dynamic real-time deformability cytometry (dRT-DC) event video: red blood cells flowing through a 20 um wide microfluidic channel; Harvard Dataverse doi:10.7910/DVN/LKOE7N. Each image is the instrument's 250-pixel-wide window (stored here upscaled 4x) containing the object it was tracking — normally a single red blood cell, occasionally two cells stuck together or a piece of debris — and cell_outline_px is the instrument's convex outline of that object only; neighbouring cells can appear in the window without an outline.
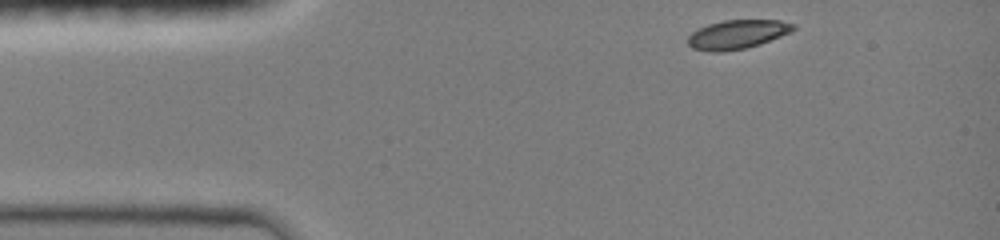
{"species": "common noctule bat (a hibernating species)", "species_latin": "Nyctalus noctula", "temperature_condition": "room temperature", "stored_images_in_passage": 13, "camera_frame_rate_fps": 3000, "um_per_image_px": 0.085, "animal": {"sex": "female", "body_mass_g": 19.0, "forearm_length_mm": 51.5}, "frame": {"image": 1, "passage_image": 1, "time_ms": 0.0, "image_size_px": [1000, 240], "cell_outline_px": [[796, 28], [792, 32], [760, 44], [744, 48], [724, 52], [712, 52], [692, 48], [688, 44], [688, 36], [692, 32], [708, 24], [724, 20], [780, 20], [796, 24]], "centroid_in_image_um": [62.7, 2.92], "position_along_channel_um": 22.3, "area_um2": 17.86}}
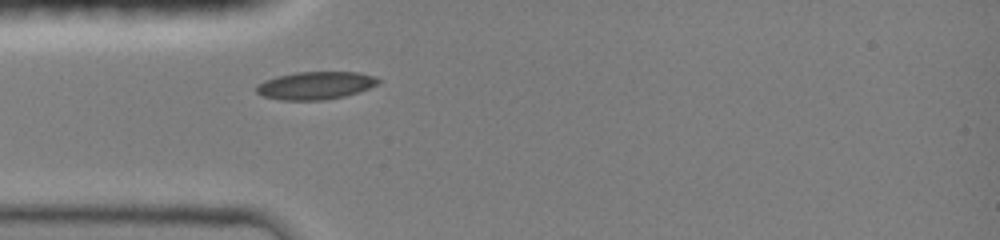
{"frame": {"image": 2, "passage_image": 11, "time_ms": 2.333, "image_size_px": [1000, 240], "cell_outline_px": [[380, 80], [376, 84], [368, 88], [344, 96], [320, 100], [280, 100], [264, 96], [256, 92], [256, 84], [264, 80], [276, 76], [296, 72], [356, 72], [376, 76]], "centroid_in_image_um": [26.76, 7.26], "position_along_channel_um": 58.2, "area_um2": 19.59}}